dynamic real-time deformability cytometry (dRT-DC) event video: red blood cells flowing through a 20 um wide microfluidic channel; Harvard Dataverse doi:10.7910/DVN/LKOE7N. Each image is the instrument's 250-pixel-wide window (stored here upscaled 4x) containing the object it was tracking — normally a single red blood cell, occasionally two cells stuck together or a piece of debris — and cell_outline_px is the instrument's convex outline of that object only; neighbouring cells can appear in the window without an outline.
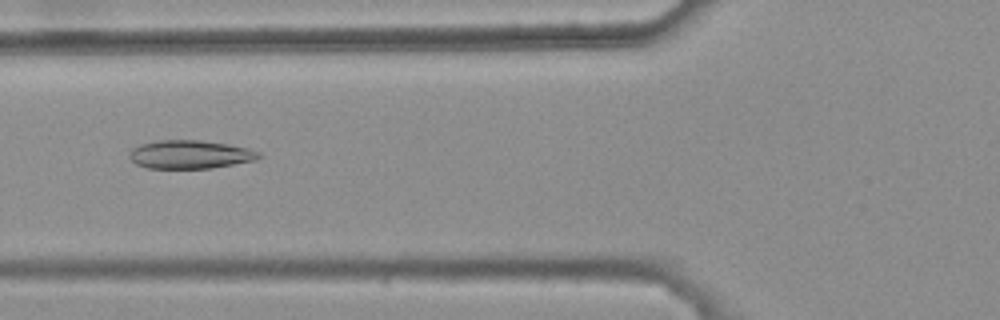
{"species": "common noctule bat (a hibernating species)", "species_latin": "Nyctalus noctula", "temperature_condition": "warm", "stored_images_in_passage": 28, "camera_frame_rate_fps": 3000, "um_per_image_px": 0.085, "animal": {"sex": "female", "body_mass_g": 25.1}, "frame": {"image": 1, "passage_image": 5, "time_ms": 1.333, "image_size_px": [1000, 320], "cell_outline_px": [[260, 156], [256, 160], [212, 168], [148, 168], [136, 164], [128, 156], [132, 148], [140, 144], [160, 140], [200, 140], [228, 144], [248, 148], [260, 152]], "centroid_in_image_um": [16.15, 13.12], "position_along_channel_um": 109.7, "area_um2": 21.39}}
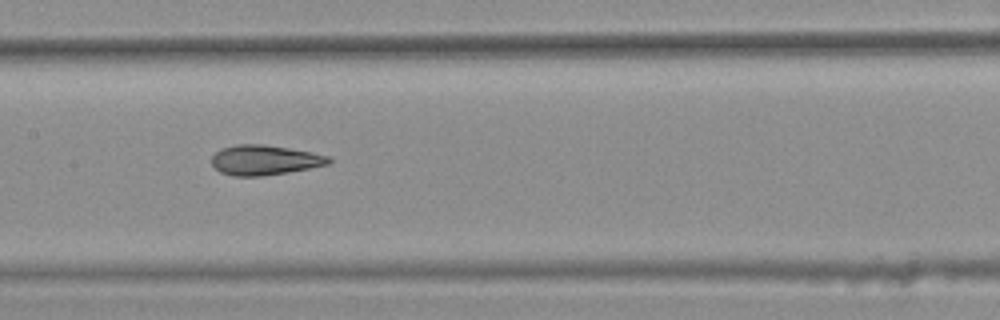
{"frame": {"image": 2, "passage_image": 11, "time_ms": 3.333, "image_size_px": [1000, 320], "cell_outline_px": [[332, 160], [328, 164], [288, 172], [260, 176], [232, 176], [220, 172], [212, 164], [212, 156], [220, 148], [236, 144], [264, 144], [312, 152], [328, 156]], "centroid_in_image_um": [22.46, 13.6], "position_along_channel_um": 184.9, "area_um2": 20.35}}
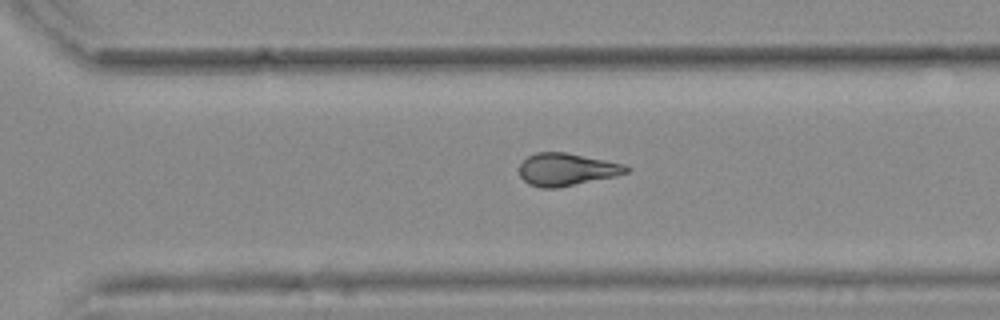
{"frame": {"image": 3, "passage_image": 22, "time_ms": 7.0, "image_size_px": [1000, 320], "cell_outline_px": [[632, 168], [628, 172], [616, 176], [556, 188], [540, 188], [528, 184], [520, 176], [520, 164], [528, 156], [536, 152], [564, 152], [624, 164]], "centroid_in_image_um": [48.16, 14.41], "position_along_channel_um": 322.4, "area_um2": 20.17}, "authors_computed_cell_mechanics": {"area_um2": 19.9988, "velocity_mm_per_s": 3.7543, "shape_relaxation_time_tau1_ms": null, "shape_relaxation_time_tau2_ms": 2.96, "deformation_change_tau1": null, "deformation_change_tau2": 0.0971}}